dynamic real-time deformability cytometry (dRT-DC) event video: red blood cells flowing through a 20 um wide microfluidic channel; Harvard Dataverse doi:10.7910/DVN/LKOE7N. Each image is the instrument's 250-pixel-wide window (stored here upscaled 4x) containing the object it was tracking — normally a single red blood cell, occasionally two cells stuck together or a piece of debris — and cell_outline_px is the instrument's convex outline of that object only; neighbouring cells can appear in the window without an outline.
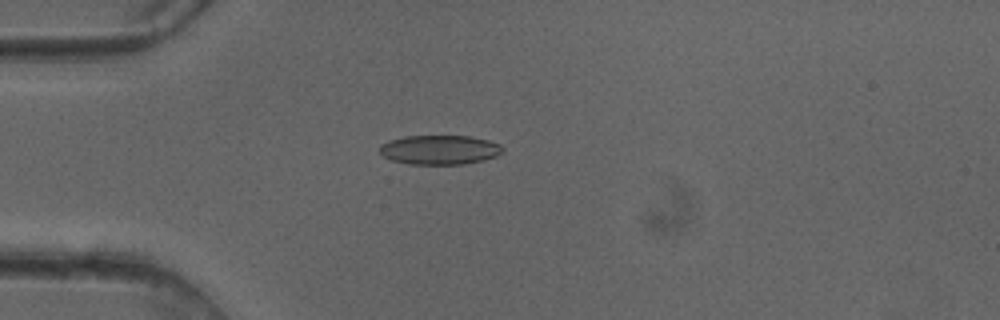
{"species": "common noctule bat (a hibernating species)", "species_latin": "Nyctalus noctula", "temperature_condition": "cold", "stored_images_in_passage": 50, "camera_frame_rate_fps": 3000, "um_per_image_px": 0.085, "animal": {"sex": "female"}, "frame": {"image": 1, "passage_image": 14, "time_ms": 4.333, "image_size_px": [1000, 320], "cell_outline_px": [[504, 148], [496, 156], [464, 164], [408, 164], [392, 160], [384, 156], [380, 152], [380, 144], [388, 140], [404, 136], [468, 136], [488, 140], [500, 144]], "centroid_in_image_um": [37.33, 12.72], "position_along_channel_um": 47.7, "area_um2": 20.92}}
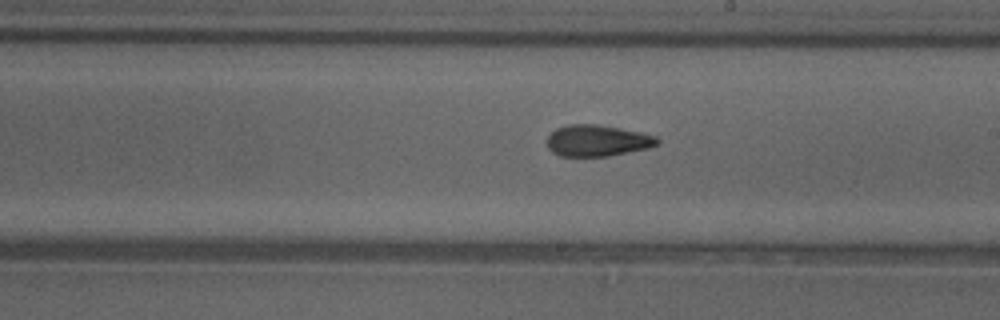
{"frame": {"image": 2, "passage_image": 29, "time_ms": 9.333, "image_size_px": [1000, 320], "cell_outline_px": [[660, 144], [648, 148], [608, 156], [560, 156], [552, 152], [548, 148], [548, 136], [556, 128], [568, 124], [596, 124], [640, 132], [656, 136], [660, 140]], "centroid_in_image_um": [50.78, 11.95], "position_along_channel_um": 238.2, "area_um2": 20.11}}
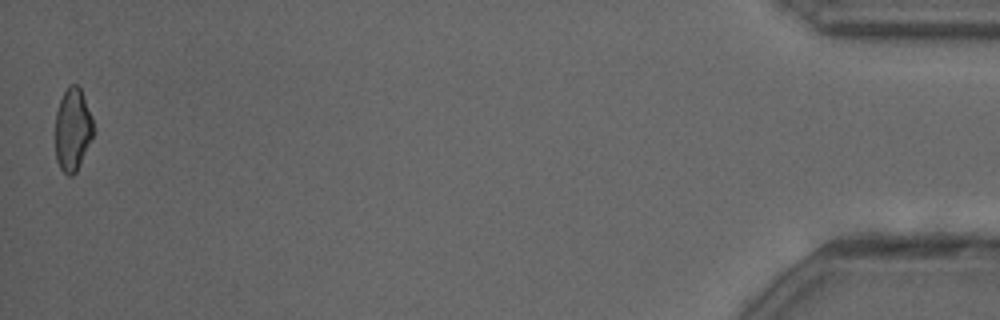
{"frame": {"image": 3, "passage_image": 50, "time_ms": 16.333, "image_size_px": [1000, 320], "cell_outline_px": [[96, 128], [76, 172], [72, 176], [68, 176], [60, 168], [56, 160], [56, 112], [60, 100], [64, 92], [72, 84], [76, 84], [80, 88], [92, 116]], "centroid_in_image_um": [6.19, 11.02], "position_along_channel_um": 429.0, "area_um2": 18.26}, "authors_computed_cell_mechanics": {"area_um2": 20.2878, "velocity_mm_per_s": 4.1114, "shape_relaxation_time_tau1_ms": 5.3932, "shape_relaxation_time_tau2_ms": 1.7042, "deformation_change_tau1": 0.1252, "deformation_change_tau2": 0.0847}}